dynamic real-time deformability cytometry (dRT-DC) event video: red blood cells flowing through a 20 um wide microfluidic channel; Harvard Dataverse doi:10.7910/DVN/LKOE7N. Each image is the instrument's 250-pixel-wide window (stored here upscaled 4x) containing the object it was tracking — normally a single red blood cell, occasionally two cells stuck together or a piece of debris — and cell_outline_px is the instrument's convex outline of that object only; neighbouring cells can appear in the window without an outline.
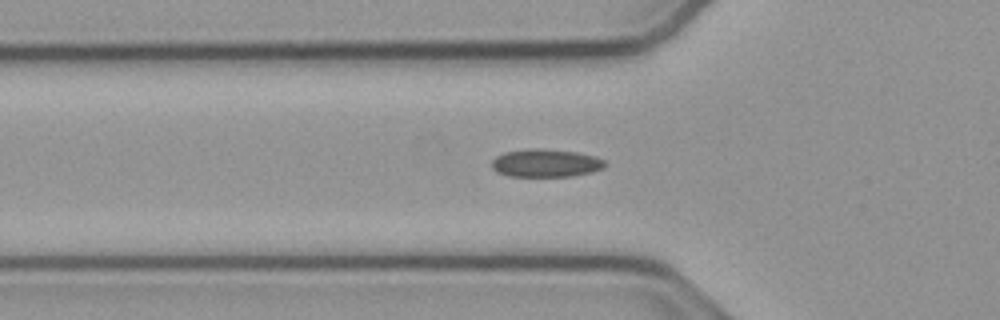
{"species": "common noctule bat (a hibernating species)", "species_latin": "Nyctalus noctula", "temperature_condition": "cold", "stored_images_in_passage": 41, "camera_frame_rate_fps": 3000, "um_per_image_px": 0.085, "animal": {"sex": "male", "body_mass_g": 23.1, "forearm_length_mm": 52.7}, "frame": {"image": 1, "passage_image": 12, "time_ms": 3.667, "image_size_px": [1000, 320], "cell_outline_px": [[608, 164], [604, 168], [592, 172], [572, 176], [508, 176], [496, 172], [492, 168], [492, 160], [496, 156], [504, 152], [528, 148], [540, 148], [576, 152], [592, 156], [604, 160]], "centroid_in_image_um": [46.37, 13.86], "position_along_channel_um": 79.4, "area_um2": 18.55}}
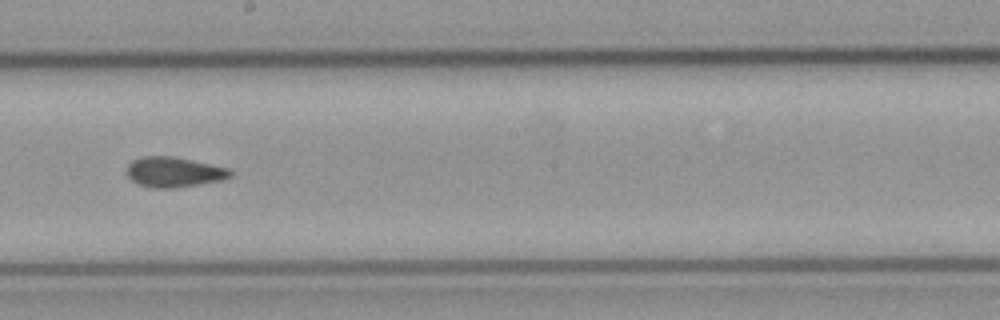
{"frame": {"image": 2, "passage_image": 24, "time_ms": 7.667, "image_size_px": [1000, 320], "cell_outline_px": [[232, 176], [220, 180], [200, 184], [172, 188], [152, 188], [136, 184], [128, 176], [128, 164], [132, 160], [140, 156], [168, 156], [228, 168], [232, 172]], "centroid_in_image_um": [14.73, 14.64], "position_along_channel_um": 233.5, "area_um2": 17.92}}
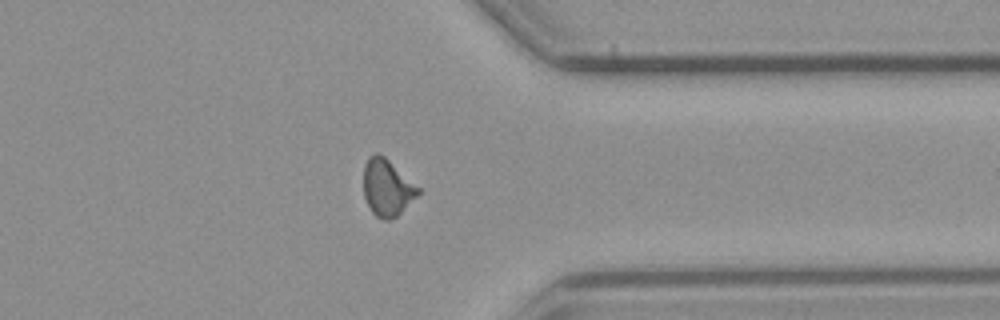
{"frame": {"image": 3, "passage_image": 36, "time_ms": 11.667, "image_size_px": [1000, 320], "cell_outline_px": [[420, 192], [396, 216], [388, 220], [384, 220], [376, 216], [372, 212], [364, 196], [364, 164], [368, 156], [376, 152], [384, 156], [420, 188]], "centroid_in_image_um": [32.88, 15.92], "position_along_channel_um": 378.5, "area_um2": 17.74}, "authors_computed_cell_mechanics": {"area_um2": 17.918, "velocity_mm_per_s": 3.8085, "shape_relaxation_time_tau1_ms": null, "shape_relaxation_time_tau2_ms": 1.8637, "deformation_change_tau1": null, "deformation_change_tau2": 0.0727}}